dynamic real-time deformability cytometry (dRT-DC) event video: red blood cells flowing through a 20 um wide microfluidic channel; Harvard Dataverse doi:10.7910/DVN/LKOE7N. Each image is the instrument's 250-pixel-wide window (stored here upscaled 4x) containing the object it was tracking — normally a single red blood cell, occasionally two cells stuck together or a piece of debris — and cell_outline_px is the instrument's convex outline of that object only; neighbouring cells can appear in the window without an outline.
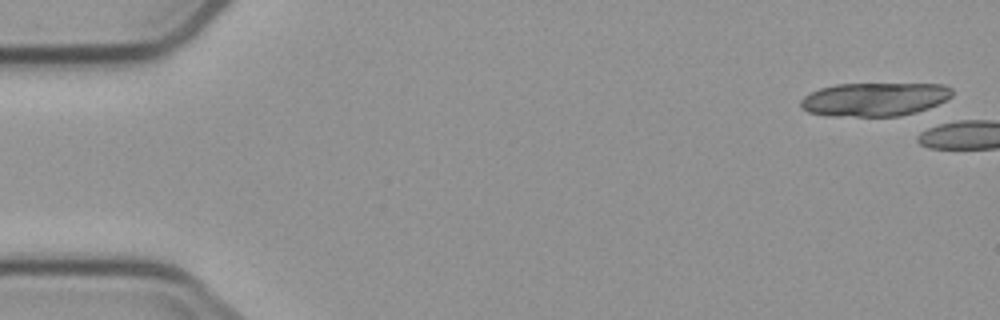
{"species": "common noctule bat (a hibernating species)", "species_latin": "Nyctalus noctula", "temperature_condition": "cold", "stored_images_in_passage": 2, "camera_frame_rate_fps": 3000, "um_per_image_px": 0.085, "animal": {"sex": "male", "body_mass_g": 23.1, "forearm_length_mm": 52.7}, "frame": {"image": 1, "passage_image": 1, "time_ms": 0.0, "image_size_px": [1000, 320], "cell_outline_px": [[952, 96], [928, 108], [916, 112], [900, 116], [828, 116], [808, 112], [800, 104], [800, 100], [804, 96], [820, 88], [836, 84], [944, 84], [952, 88]], "centroid_in_image_um": [74.33, 8.44], "position_along_channel_um": 10.7, "area_um2": 29.54}}